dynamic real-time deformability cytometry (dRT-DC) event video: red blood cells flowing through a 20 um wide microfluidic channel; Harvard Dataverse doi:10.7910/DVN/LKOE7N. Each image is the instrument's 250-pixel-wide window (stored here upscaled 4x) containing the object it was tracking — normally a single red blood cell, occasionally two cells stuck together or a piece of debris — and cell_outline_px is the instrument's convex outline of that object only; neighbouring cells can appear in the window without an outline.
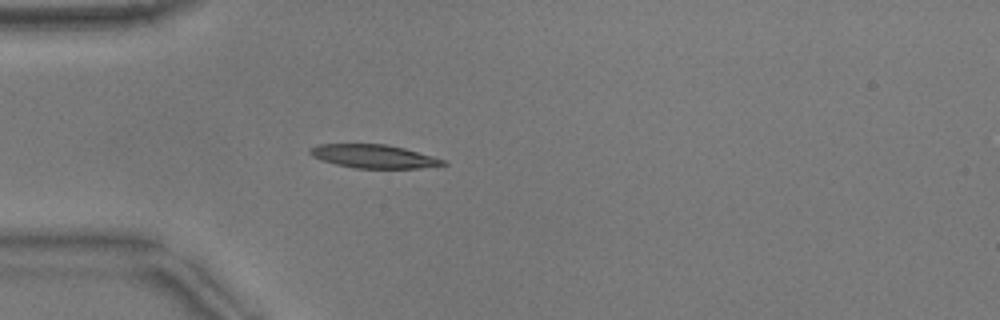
{"species": "common noctule bat (a hibernating species)", "species_latin": "Nyctalus noctula", "temperature_condition": "warm", "stored_images_in_passage": 38, "camera_frame_rate_fps": 3000, "um_per_image_px": 0.085, "animal": {"sex": "male", "body_mass_g": 17.9}, "frame": {"image": 1, "passage_image": 1, "time_ms": 0.0, "image_size_px": [1000, 320], "cell_outline_px": [[448, 164], [420, 168], [356, 168], [336, 164], [312, 156], [308, 152], [308, 148], [316, 144], [388, 144], [404, 148], [432, 156], [444, 160]], "centroid_in_image_um": [31.74, 13.28], "position_along_channel_um": 53.3, "area_um2": 18.09}}
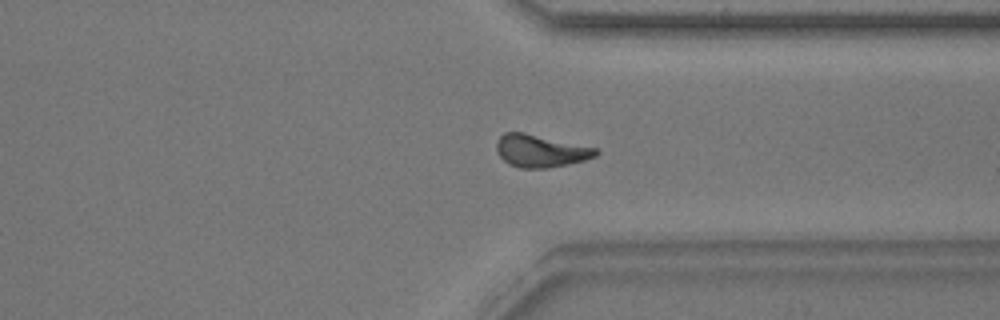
{"frame": {"image": 2, "passage_image": 26, "time_ms": 8.333, "image_size_px": [1000, 320], "cell_outline_px": [[600, 152], [596, 156], [584, 160], [568, 164], [544, 168], [520, 168], [508, 164], [500, 156], [496, 148], [496, 140], [504, 132], [524, 132], [596, 148]], "centroid_in_image_um": [45.92, 12.82], "position_along_channel_um": 365.5, "area_um2": 18.73}}
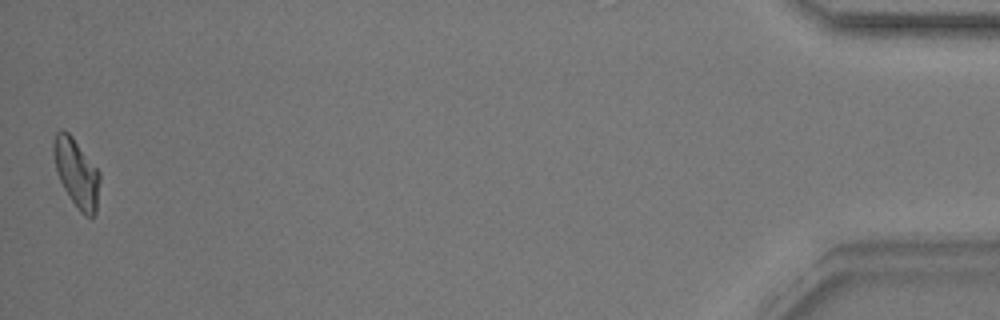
{"frame": {"image": 3, "passage_image": 38, "time_ms": 12.333, "image_size_px": [1000, 320], "cell_outline_px": [[100, 180], [96, 212], [92, 216], [84, 216], [80, 212], [64, 188], [56, 172], [52, 152], [52, 144], [56, 132], [60, 128], [64, 128], [72, 136], [100, 172]], "centroid_in_image_um": [6.48, 14.66], "position_along_channel_um": 428.7, "area_um2": 18.5}, "authors_computed_cell_mechanics": {"area_um2": 18.2937, "velocity_mm_per_s": 3.8451, "shape_relaxation_time_tau1_ms": 9.2551, "shape_relaxation_time_tau2_ms": 5.1957, "deformation_change_tau1": 0.2135, "deformation_change_tau2": 0.1253}}